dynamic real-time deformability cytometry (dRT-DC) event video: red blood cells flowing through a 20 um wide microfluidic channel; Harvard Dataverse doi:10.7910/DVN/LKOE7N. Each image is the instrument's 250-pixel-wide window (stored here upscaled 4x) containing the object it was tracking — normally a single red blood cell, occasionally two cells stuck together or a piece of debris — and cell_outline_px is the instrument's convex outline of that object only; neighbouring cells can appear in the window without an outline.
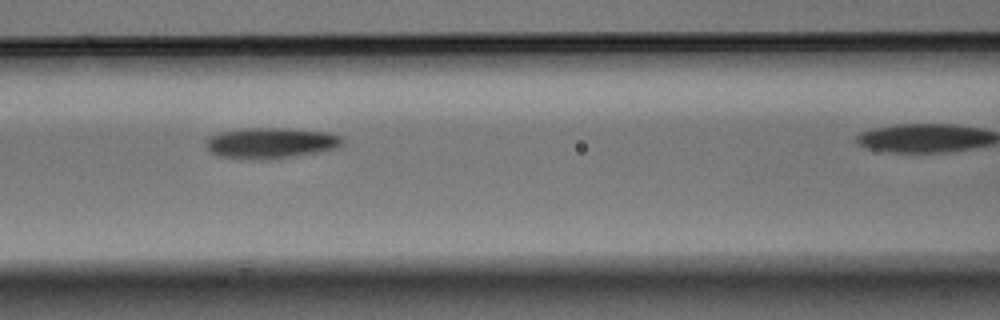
{"species": "Egyptian fruit bat (a non-hibernating species)", "species_latin": "Rousettus aegyptiacus", "temperature_condition": "warm", "stored_images_in_passage": 9, "camera_frame_rate_fps": 3000, "um_per_image_px": 0.085, "animal": {"sex": "male"}, "frame": {"image": 1, "passage_image": 6, "time_ms": 1.667, "image_size_px": [1000, 320], "cell_outline_px": [[340, 144], [332, 148], [316, 152], [268, 160], [240, 160], [216, 156], [208, 152], [204, 144], [204, 140], [208, 136], [220, 132], [244, 128], [288, 128], [328, 132], [340, 136]], "centroid_in_image_um": [22.83, 12.17], "position_along_channel_um": 143.8, "area_um2": 24.8}}
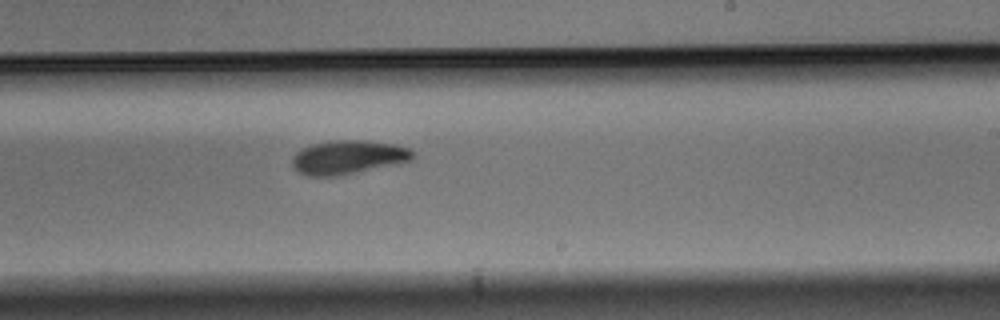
{"frame": {"image": 2, "passage_image": 9, "time_ms": 2.667, "image_size_px": [1000, 320], "cell_outline_px": [[416, 156], [412, 160], [400, 164], [340, 176], [308, 176], [300, 172], [292, 164], [292, 156], [296, 152], [312, 144], [332, 140], [364, 140], [396, 144], [408, 148]], "centroid_in_image_um": [29.64, 13.37], "position_along_channel_um": 259.4, "area_um2": 24.04}}